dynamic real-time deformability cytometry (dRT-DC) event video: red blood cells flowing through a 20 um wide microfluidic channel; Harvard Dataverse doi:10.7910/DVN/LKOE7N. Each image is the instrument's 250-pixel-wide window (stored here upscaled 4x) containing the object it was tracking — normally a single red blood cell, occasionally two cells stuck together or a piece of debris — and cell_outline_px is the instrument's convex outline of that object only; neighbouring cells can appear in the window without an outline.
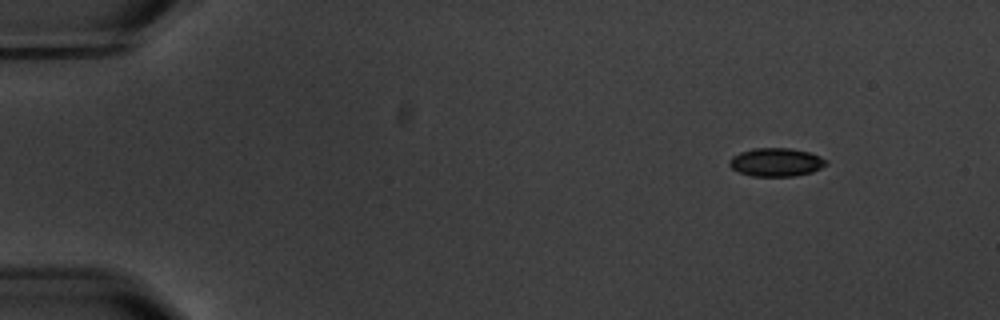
{"species": "common noctule bat (a hibernating species)", "species_latin": "Nyctalus noctula", "temperature_condition": "warm", "stored_images_in_passage": 6, "camera_frame_rate_fps": 3000, "um_per_image_px": 0.085, "animal": {"sex": "male", "body_mass_g": 20.1, "forearm_length_mm": 53.5}, "frame": {"image": 1, "passage_image": 1, "time_ms": 0.0, "image_size_px": [1000, 320], "cell_outline_px": [[828, 164], [812, 172], [796, 176], [752, 176], [740, 172], [732, 168], [728, 164], [728, 160], [732, 156], [740, 152], [756, 148], [792, 148], [808, 152], [820, 156], [828, 160]], "centroid_in_image_um": [65.98, 13.78], "position_along_channel_um": 19.0, "area_um2": 16.07}}